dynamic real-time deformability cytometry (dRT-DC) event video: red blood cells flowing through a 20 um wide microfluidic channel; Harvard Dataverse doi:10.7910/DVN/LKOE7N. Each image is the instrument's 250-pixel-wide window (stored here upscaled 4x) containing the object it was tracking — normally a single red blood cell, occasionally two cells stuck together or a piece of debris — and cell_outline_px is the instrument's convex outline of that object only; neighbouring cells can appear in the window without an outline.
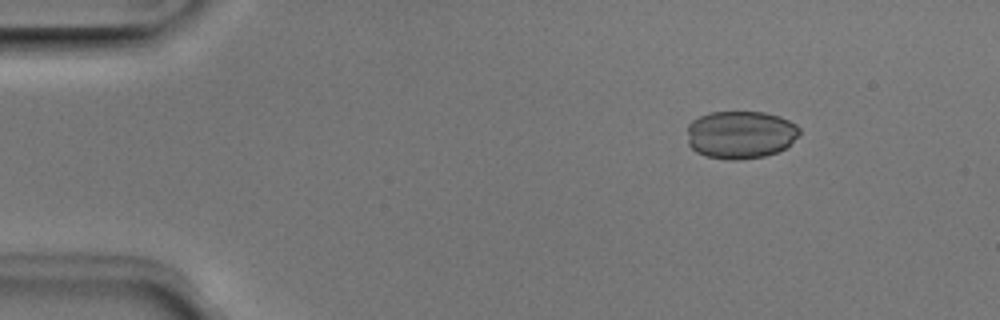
{"species": "Egyptian fruit bat (a non-hibernating species)", "species_latin": "Rousettus aegyptiacus", "temperature_condition": "room temperature", "stored_images_in_passage": 46, "camera_frame_rate_fps": 3000, "um_per_image_px": 0.085, "animal": {"sex": "male"}, "frame": {"image": 1, "passage_image": 2, "time_ms": 0.333, "image_size_px": [1000, 320], "cell_outline_px": [[800, 132], [784, 148], [776, 152], [764, 156], [736, 160], [728, 160], [708, 156], [696, 152], [688, 144], [688, 124], [692, 120], [708, 112], [764, 112], [780, 116], [796, 124], [800, 128]], "centroid_in_image_um": [62.92, 11.43], "position_along_channel_um": 22.1, "area_um2": 31.21}}
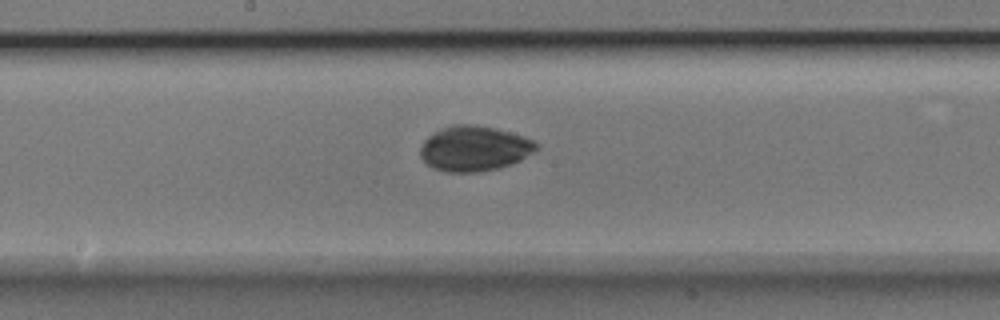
{"frame": {"image": 2, "passage_image": 22, "time_ms": 7.0, "image_size_px": [1000, 320], "cell_outline_px": [[540, 148], [536, 152], [512, 164], [496, 168], [476, 172], [448, 172], [432, 168], [420, 156], [420, 148], [424, 140], [428, 136], [440, 128], [452, 124], [476, 124], [496, 128], [524, 136], [536, 140], [540, 144]], "centroid_in_image_um": [40.36, 12.6], "position_along_channel_um": 207.8, "area_um2": 30.98}}
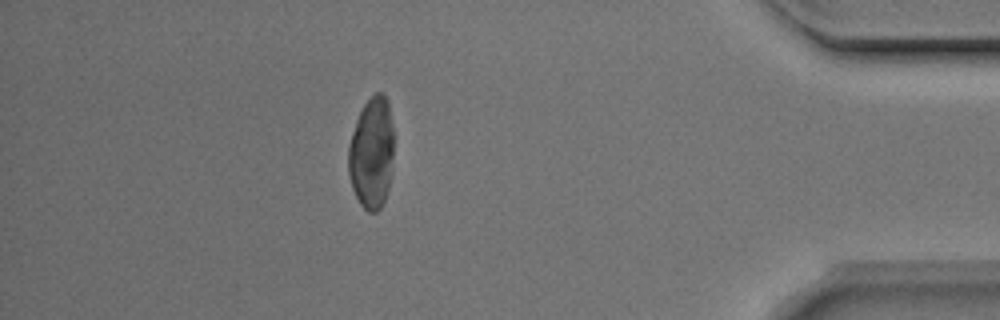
{"frame": {"image": 3, "passage_image": 40, "time_ms": 13.0, "image_size_px": [1000, 320], "cell_outline_px": [[392, 156], [388, 188], [384, 200], [380, 208], [376, 212], [368, 212], [360, 204], [352, 188], [348, 172], [348, 148], [352, 132], [356, 120], [364, 104], [376, 92], [380, 92], [388, 100], [392, 124]], "centroid_in_image_um": [31.57, 13.01], "position_along_channel_um": 403.6, "area_um2": 29.25}}